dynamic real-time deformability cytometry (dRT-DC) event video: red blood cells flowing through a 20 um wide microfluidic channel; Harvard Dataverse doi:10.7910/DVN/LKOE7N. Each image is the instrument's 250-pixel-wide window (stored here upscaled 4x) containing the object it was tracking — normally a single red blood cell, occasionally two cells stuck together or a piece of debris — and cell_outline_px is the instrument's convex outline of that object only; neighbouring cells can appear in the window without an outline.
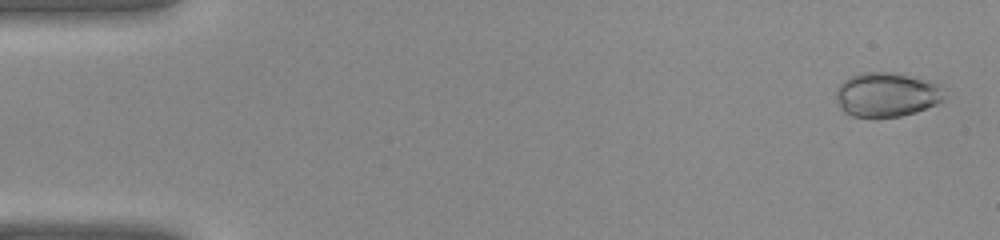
{"species": "common noctule bat (a hibernating species)", "species_latin": "Nyctalus noctula", "temperature_condition": "warm", "stored_images_in_passage": 8, "camera_frame_rate_fps": 3000, "um_per_image_px": 0.085, "animal": {"sex": "female", "body_mass_g": 22.0, "forearm_length_mm": 56.7}, "frame": {"image": 1, "passage_image": 2, "time_ms": 0.333, "image_size_px": [1000, 240], "cell_outline_px": [[940, 100], [936, 104], [916, 112], [900, 116], [852, 116], [844, 112], [840, 108], [836, 100], [836, 88], [844, 80], [860, 72], [896, 72], [932, 84], [936, 88], [940, 96]], "centroid_in_image_um": [75.2, 8.05], "position_along_channel_um": 9.8, "area_um2": 26.93}}